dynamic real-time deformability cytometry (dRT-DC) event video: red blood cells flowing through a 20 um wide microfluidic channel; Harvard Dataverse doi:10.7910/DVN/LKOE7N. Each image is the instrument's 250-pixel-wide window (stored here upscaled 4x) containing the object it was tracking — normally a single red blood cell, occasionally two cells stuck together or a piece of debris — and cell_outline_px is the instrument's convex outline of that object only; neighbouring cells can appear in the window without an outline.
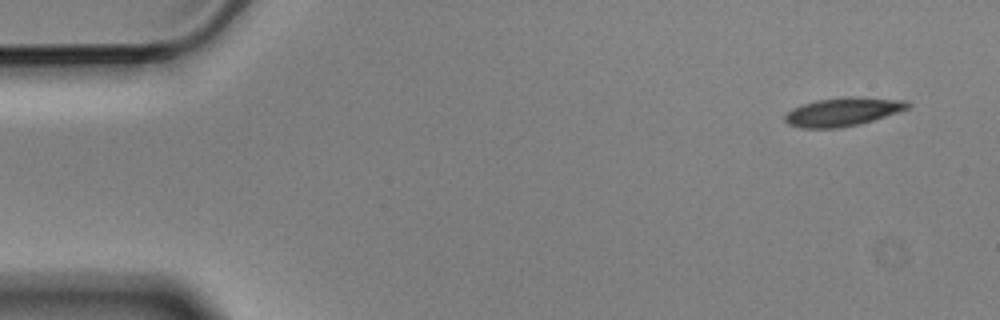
{"species": "Egyptian fruit bat (a non-hibernating species)", "species_latin": "Rousettus aegyptiacus", "temperature_condition": "cold", "stored_images_in_passage": 3, "camera_frame_rate_fps": 3000, "um_per_image_px": 0.085, "animal": {"sex": "male"}, "frame": {"image": 1, "passage_image": 1, "time_ms": 0.0, "image_size_px": [1000, 320], "cell_outline_px": [[912, 104], [908, 108], [860, 124], [840, 128], [800, 128], [788, 124], [784, 120], [784, 116], [792, 108], [816, 100], [848, 96], [852, 96], [908, 100]], "centroid_in_image_um": [71.63, 9.5], "position_along_channel_um": 13.4, "area_um2": 20.4}}
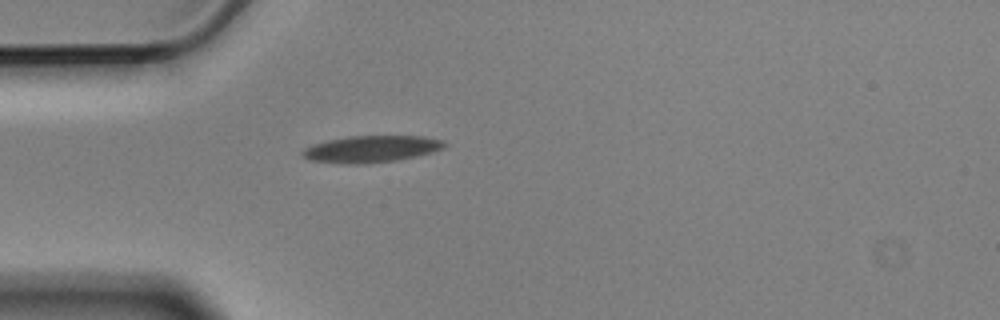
{"frame": {"image": 2, "passage_image": 3, "time_ms": 0.667, "image_size_px": [1000, 320], "cell_outline_px": [[448, 144], [444, 148], [432, 152], [416, 156], [396, 160], [364, 164], [340, 164], [308, 160], [300, 152], [304, 148], [312, 144], [328, 140], [348, 136], [424, 136], [444, 140]], "centroid_in_image_um": [31.55, 12.67], "position_along_channel_um": 53.5, "area_um2": 22.37}}